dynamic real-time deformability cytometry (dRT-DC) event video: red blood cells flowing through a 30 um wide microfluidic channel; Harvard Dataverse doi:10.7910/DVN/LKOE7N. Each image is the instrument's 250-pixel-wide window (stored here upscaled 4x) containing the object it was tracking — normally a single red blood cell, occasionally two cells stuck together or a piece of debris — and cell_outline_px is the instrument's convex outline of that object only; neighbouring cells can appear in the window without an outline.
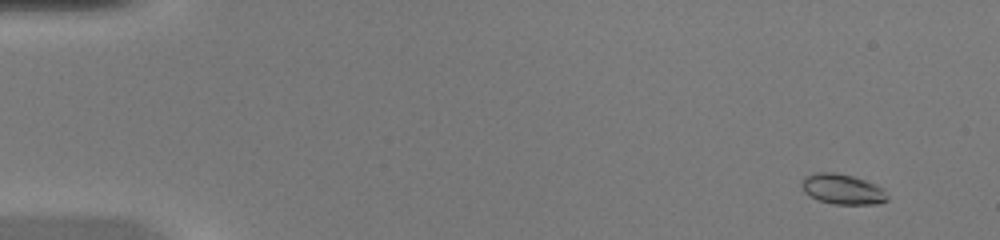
{"species": "common noctule bat (a hibernating species)", "species_latin": "Nyctalus noctula", "temperature_condition": "warm", "stored_images_in_passage": 49, "camera_frame_rate_fps": 3000, "um_per_image_px": 0.085, "animal": {"sex": "female", "body_mass_g": 20.0, "forearm_length_mm": 54.0}, "frame": {"image": 1, "passage_image": 4, "time_ms": 1.0, "image_size_px": [1000, 240], "cell_outline_px": [[888, 200], [880, 204], [832, 204], [820, 200], [804, 192], [800, 184], [804, 176], [816, 172], [832, 172], [852, 176], [876, 184], [884, 188], [888, 196]], "centroid_in_image_um": [71.63, 16.08], "position_along_channel_um": 13.4, "area_um2": 15.2}}
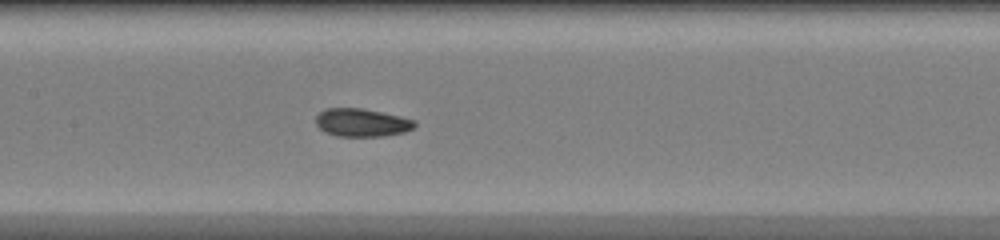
{"frame": {"image": 2, "passage_image": 25, "time_ms": 8.0, "image_size_px": [1000, 240], "cell_outline_px": [[416, 124], [412, 128], [404, 132], [384, 136], [336, 136], [324, 132], [316, 124], [316, 116], [324, 108], [360, 108], [400, 116], [416, 120]], "centroid_in_image_um": [30.73, 10.42], "position_along_channel_um": 176.7, "area_um2": 16.13}}
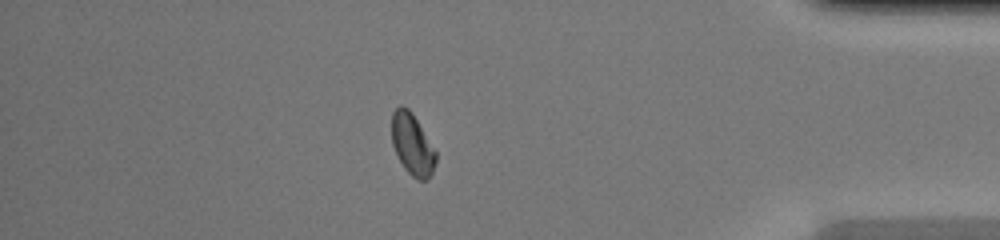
{"frame": {"image": 3, "passage_image": 43, "time_ms": 14.0, "image_size_px": [1000, 240], "cell_outline_px": [[436, 160], [432, 172], [428, 180], [416, 180], [404, 168], [392, 144], [392, 112], [400, 104], [408, 108], [412, 112], [436, 152]], "centroid_in_image_um": [35.04, 12.27], "position_along_channel_um": 400.2, "area_um2": 15.66}, "authors_computed_cell_mechanics": {"area_um2": 15.6638, "velocity_mm_per_s": 4.3015, "shape_relaxation_time_tau1_ms": null, "shape_relaxation_time_tau2_ms": 1.2953, "deformation_change_tau1": null, "deformation_change_tau2": 0.0498}}